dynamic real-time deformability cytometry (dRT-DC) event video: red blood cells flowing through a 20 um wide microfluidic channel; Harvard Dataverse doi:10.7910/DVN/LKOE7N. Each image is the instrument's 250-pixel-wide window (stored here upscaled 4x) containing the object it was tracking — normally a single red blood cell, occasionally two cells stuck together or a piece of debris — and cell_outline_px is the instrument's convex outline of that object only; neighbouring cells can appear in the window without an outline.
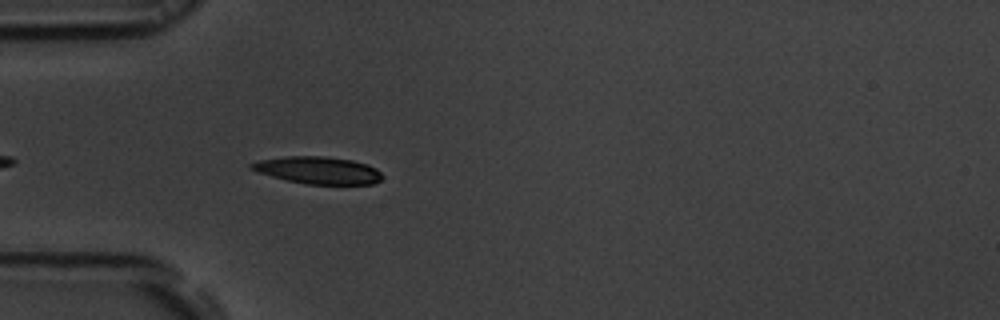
{"species": "common noctule bat (a hibernating species)", "species_latin": "Nyctalus noctula", "temperature_condition": "room temperature", "stored_images_in_passage": 10, "camera_frame_rate_fps": 3000, "um_per_image_px": 0.085, "animal": {"sex": "male", "body_mass_g": 19.5, "forearm_length_mm": 54.6}, "frame": {"image": 1, "passage_image": 4, "time_ms": 1.0, "image_size_px": [1000, 320], "cell_outline_px": [[380, 180], [372, 184], [308, 184], [288, 180], [260, 172], [252, 168], [248, 164], [264, 160], [288, 156], [320, 156], [352, 160], [376, 168], [380, 172]], "centroid_in_image_um": [27.08, 14.47], "position_along_channel_um": 57.9, "area_um2": 20.06}}
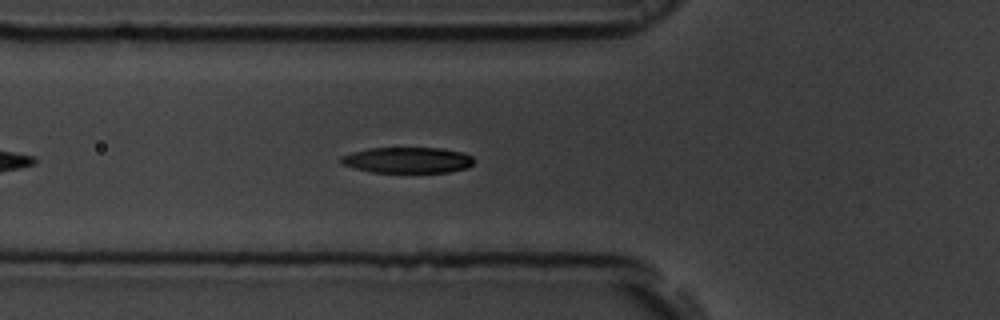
{"frame": {"image": 2, "passage_image": 7, "time_ms": 2.0, "image_size_px": [1000, 320], "cell_outline_px": [[472, 164], [464, 168], [448, 172], [372, 172], [356, 168], [344, 164], [340, 160], [344, 156], [368, 148], [440, 148], [460, 152], [472, 156]], "centroid_in_image_um": [34.66, 13.61], "position_along_channel_um": 91.1, "area_um2": 19.48}}